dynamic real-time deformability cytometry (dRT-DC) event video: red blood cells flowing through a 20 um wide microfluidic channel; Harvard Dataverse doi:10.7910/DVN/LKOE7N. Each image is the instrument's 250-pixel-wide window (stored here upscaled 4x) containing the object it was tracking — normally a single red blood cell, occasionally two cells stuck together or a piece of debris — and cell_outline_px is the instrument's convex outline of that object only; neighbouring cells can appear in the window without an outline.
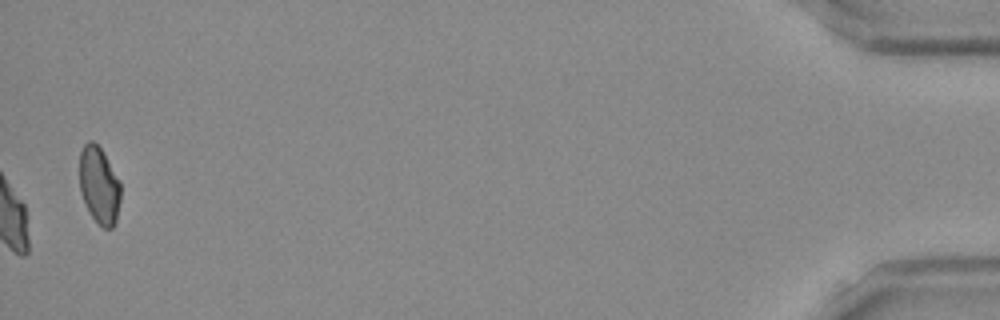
{"species": "Egyptian fruit bat (a non-hibernating species)", "species_latin": "Rousettus aegyptiacus", "temperature_condition": "room temperature", "stored_images_in_passage": 42, "camera_frame_rate_fps": 3000, "um_per_image_px": 0.085, "frame": {"image": 1, "passage_image": 42, "time_ms": 13.667, "image_size_px": [1000, 320], "cell_outline_px": [[120, 200], [116, 220], [112, 228], [104, 228], [92, 216], [80, 192], [80, 152], [84, 144], [88, 140], [92, 140], [100, 148], [120, 180]], "centroid_in_image_um": [8.43, 15.72], "position_along_channel_um": 426.8, "area_um2": 18.21}, "authors_computed_cell_mechanics": {"area_um2": 22.3975, "velocity_mm_per_s": 3.8973, "shape_relaxation_time_tau1_ms": 5.6381, "shape_relaxation_time_tau2_ms": 2.2045, "deformation_change_tau1": 0.164, "deformation_change_tau2": 0.0783}}